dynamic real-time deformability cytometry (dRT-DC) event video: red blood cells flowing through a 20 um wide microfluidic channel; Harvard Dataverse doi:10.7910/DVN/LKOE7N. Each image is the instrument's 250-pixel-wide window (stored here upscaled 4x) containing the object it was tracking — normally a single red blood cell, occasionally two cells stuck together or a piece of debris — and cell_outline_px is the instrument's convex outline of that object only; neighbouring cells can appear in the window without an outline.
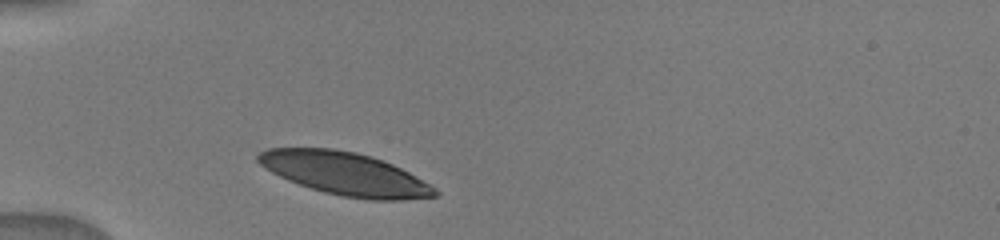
{"species": "human", "species_latin": "Homo sapiens", "temperature_condition": "warm", "stored_images_in_passage": 6, "camera_frame_rate_fps": 3000, "um_per_image_px": 0.085, "donor": {"sex": "male"}, "frame": {"image": 1, "passage_image": 1, "time_ms": 0.0, "image_size_px": [1000, 240], "cell_outline_px": [[440, 192], [436, 196], [404, 200], [368, 200], [344, 196], [324, 192], [288, 180], [264, 168], [256, 160], [256, 156], [260, 152], [268, 148], [332, 148], [356, 152], [372, 156], [392, 164], [408, 172], [436, 188]], "centroid_in_image_um": [29.33, 14.76], "position_along_channel_um": 55.7, "area_um2": 43.99}}
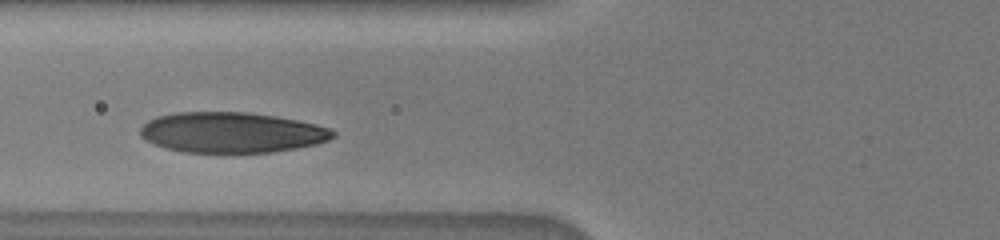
{"frame": {"image": 2, "passage_image": 3, "time_ms": 1.667, "image_size_px": [1000, 240], "cell_outline_px": [[336, 136], [328, 140], [316, 144], [296, 148], [272, 152], [184, 152], [164, 148], [152, 144], [144, 140], [140, 136], [140, 128], [148, 120], [156, 116], [176, 112], [248, 112], [276, 116], [316, 124], [328, 128], [336, 132]], "centroid_in_image_um": [19.65, 11.26], "position_along_channel_um": 106.1, "area_um2": 45.66}}